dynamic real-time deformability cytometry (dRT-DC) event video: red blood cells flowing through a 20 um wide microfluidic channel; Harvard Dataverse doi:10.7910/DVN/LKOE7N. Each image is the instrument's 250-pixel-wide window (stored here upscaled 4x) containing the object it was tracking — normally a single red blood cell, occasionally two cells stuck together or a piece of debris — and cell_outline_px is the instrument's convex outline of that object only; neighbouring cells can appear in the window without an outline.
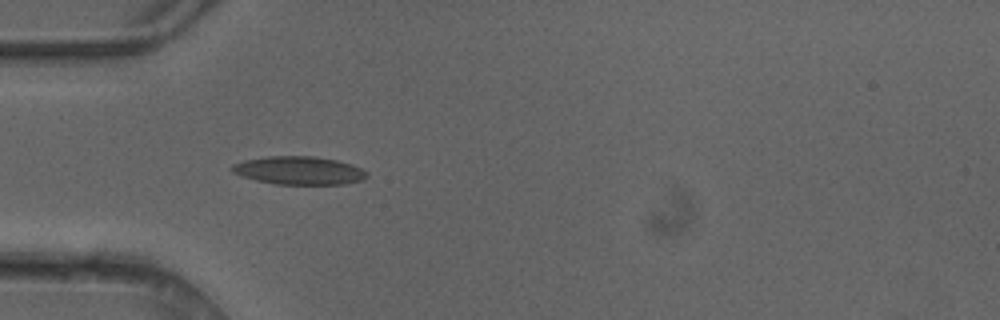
{"species": "common noctule bat (a hibernating species)", "species_latin": "Nyctalus noctula", "temperature_condition": "cold", "stored_images_in_passage": 5, "camera_frame_rate_fps": 3000, "um_per_image_px": 0.085, "animal": {"sex": "female"}, "frame": {"image": 1, "passage_image": 4, "time_ms": 1.0, "image_size_px": [1000, 320], "cell_outline_px": [[368, 176], [364, 180], [344, 184], [276, 184], [256, 180], [232, 172], [228, 168], [232, 164], [244, 160], [268, 156], [316, 156], [336, 160], [352, 164], [368, 172]], "centroid_in_image_um": [25.42, 14.49], "position_along_channel_um": 59.6, "area_um2": 22.25}}
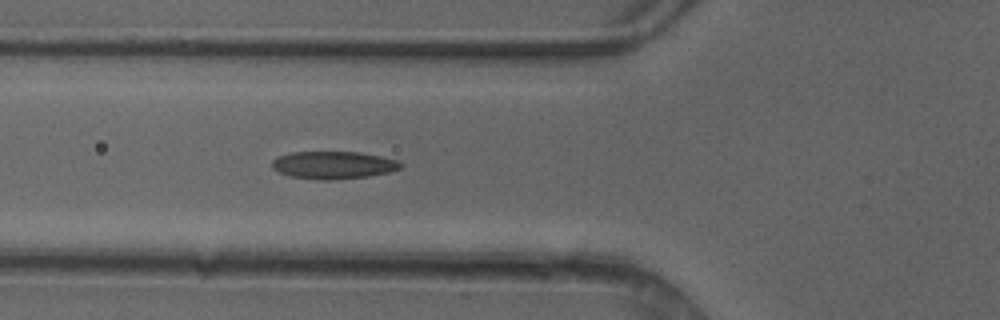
{"frame": {"image": 2, "passage_image": 5, "time_ms": 1.333, "image_size_px": [1000, 320], "cell_outline_px": [[404, 164], [400, 168], [392, 172], [368, 176], [336, 180], [320, 180], [292, 176], [280, 172], [272, 168], [272, 160], [276, 156], [292, 152], [360, 152], [380, 156], [396, 160]], "centroid_in_image_um": [28.35, 14.03], "position_along_channel_um": 97.4, "area_um2": 20.75}}